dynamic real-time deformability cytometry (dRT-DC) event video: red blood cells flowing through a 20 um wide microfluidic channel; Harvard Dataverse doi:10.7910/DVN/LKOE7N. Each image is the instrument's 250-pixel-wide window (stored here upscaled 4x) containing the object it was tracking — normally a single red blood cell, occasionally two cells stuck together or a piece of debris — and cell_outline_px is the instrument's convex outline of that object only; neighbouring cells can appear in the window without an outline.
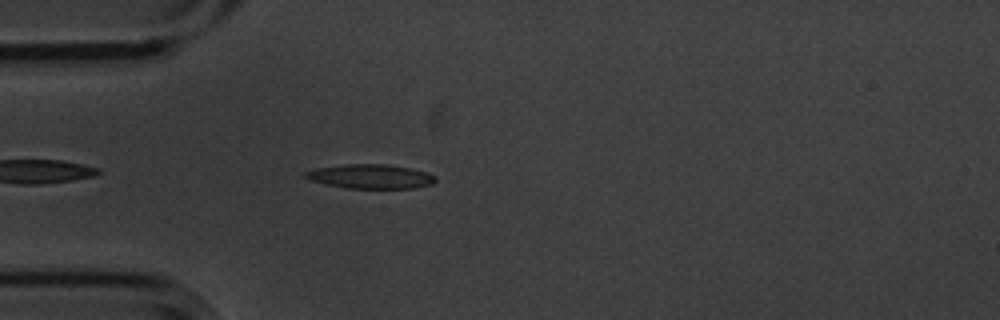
{"species": "common noctule bat (a hibernating species)", "species_latin": "Nyctalus noctula", "temperature_condition": "cold", "stored_images_in_passage": 40, "camera_frame_rate_fps": 3000, "um_per_image_px": 0.085, "animal": {"sex": "male", "body_mass_g": 20.1, "forearm_length_mm": 53.5}, "frame": {"image": 1, "passage_image": 4, "time_ms": 1.0, "image_size_px": [1000, 320], "cell_outline_px": [[436, 180], [432, 184], [412, 188], [348, 188], [328, 184], [312, 180], [300, 176], [304, 172], [316, 168], [344, 164], [384, 164], [408, 168], [424, 172], [436, 176]], "centroid_in_image_um": [31.46, 14.99], "position_along_channel_um": 53.5, "area_um2": 18.15}}
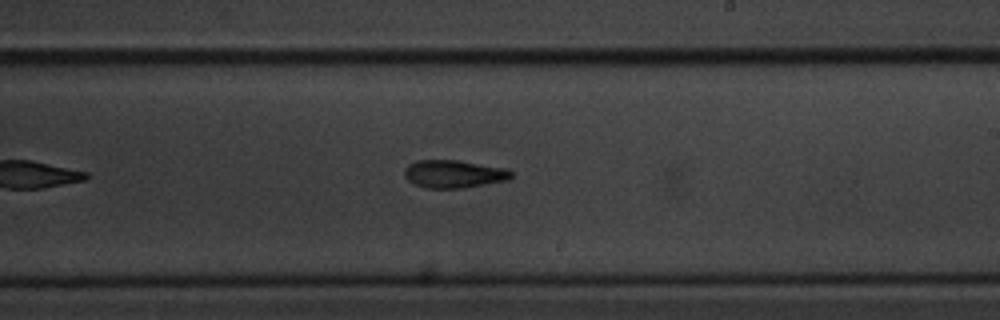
{"frame": {"image": 2, "passage_image": 21, "time_ms": 6.667, "image_size_px": [1000, 320], "cell_outline_px": [[512, 176], [508, 180], [460, 188], [428, 188], [416, 184], [408, 180], [404, 176], [404, 168], [408, 164], [416, 160], [460, 160], [508, 168], [512, 172]], "centroid_in_image_um": [38.58, 14.76], "position_along_channel_um": 250.4, "area_um2": 17.4}}
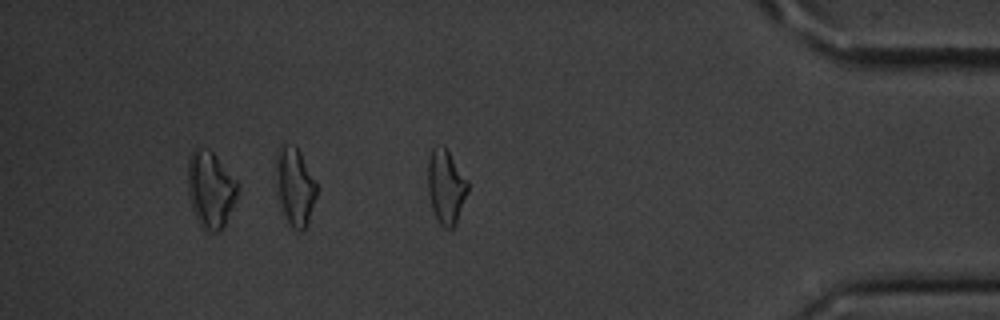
{"frame": {"image": 3, "passage_image": 36, "time_ms": 11.667, "image_size_px": [1000, 320], "cell_outline_px": [[236, 196], [224, 224], [216, 232], [204, 232], [200, 228], [192, 208], [188, 196], [188, 160], [192, 152], [196, 148], [208, 148], [216, 156], [236, 180]], "centroid_in_image_um": [17.84, 16.11], "position_along_channel_um": 417.4, "area_um2": 21.85}, "authors_computed_cell_mechanics": {"area_um2": 17.5134, "velocity_mm_per_s": 3.5944, "shape_relaxation_time_tau1_ms": 8.2232, "shape_relaxation_time_tau2_ms": 7.5112, "deformation_change_tau1": 0.1919, "deformation_change_tau2": 0.1765}}